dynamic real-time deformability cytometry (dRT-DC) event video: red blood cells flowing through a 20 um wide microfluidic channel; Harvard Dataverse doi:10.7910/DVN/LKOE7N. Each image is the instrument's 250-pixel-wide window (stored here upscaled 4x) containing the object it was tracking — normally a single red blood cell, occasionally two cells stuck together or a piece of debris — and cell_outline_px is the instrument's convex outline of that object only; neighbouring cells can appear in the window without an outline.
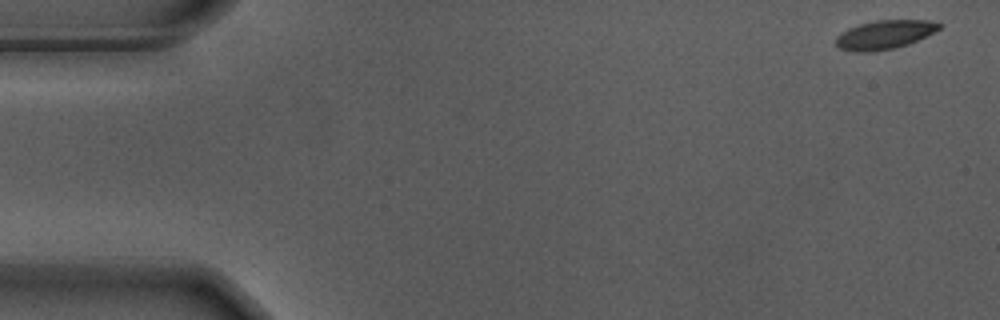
{"species": "Egyptian fruit bat (a non-hibernating species)", "species_latin": "Rousettus aegyptiacus", "temperature_condition": "warm", "stored_images_in_passage": 10, "camera_frame_rate_fps": 3000, "um_per_image_px": 0.085, "animal": {"sex": "male"}, "frame": {"image": 1, "passage_image": 1, "time_ms": 0.0, "image_size_px": [1000, 320], "cell_outline_px": [[944, 24], [940, 28], [908, 44], [892, 48], [872, 52], [852, 52], [840, 48], [836, 44], [836, 36], [840, 32], [848, 28], [860, 24], [876, 20], [928, 20]], "centroid_in_image_um": [75.14, 2.94], "position_along_channel_um": 9.9, "area_um2": 17.22}}